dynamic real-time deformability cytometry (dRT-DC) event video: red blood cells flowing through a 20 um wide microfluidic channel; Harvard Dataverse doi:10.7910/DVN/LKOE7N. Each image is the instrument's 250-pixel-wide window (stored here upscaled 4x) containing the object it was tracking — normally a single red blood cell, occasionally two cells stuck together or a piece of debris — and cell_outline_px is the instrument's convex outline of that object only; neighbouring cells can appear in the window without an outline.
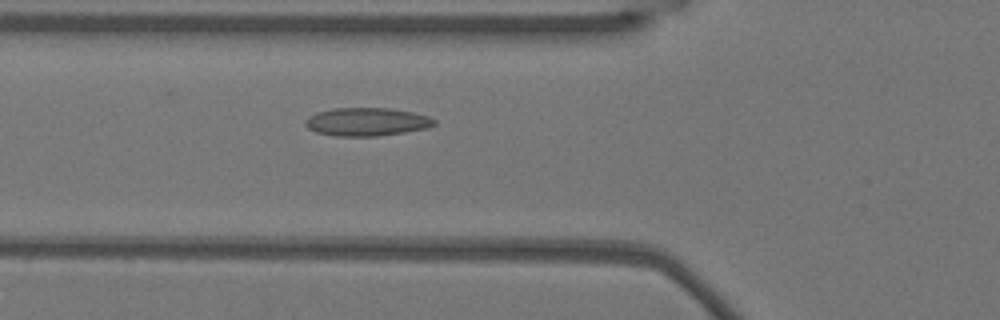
{"species": "Egyptian fruit bat (a non-hibernating species)", "species_latin": "Rousettus aegyptiacus", "temperature_condition": "warm", "stored_images_in_passage": 53, "camera_frame_rate_fps": 3000, "um_per_image_px": 0.085, "animal": {"sex": "female"}, "frame": {"image": 1, "passage_image": 19, "time_ms": 6.0, "image_size_px": [1000, 320], "cell_outline_px": [[436, 124], [428, 128], [404, 132], [376, 136], [336, 136], [316, 132], [308, 128], [304, 124], [304, 120], [308, 116], [316, 112], [332, 108], [388, 108], [412, 112], [428, 116], [436, 120]], "centroid_in_image_um": [31.15, 10.35], "position_along_channel_um": 94.7, "area_um2": 21.27}}
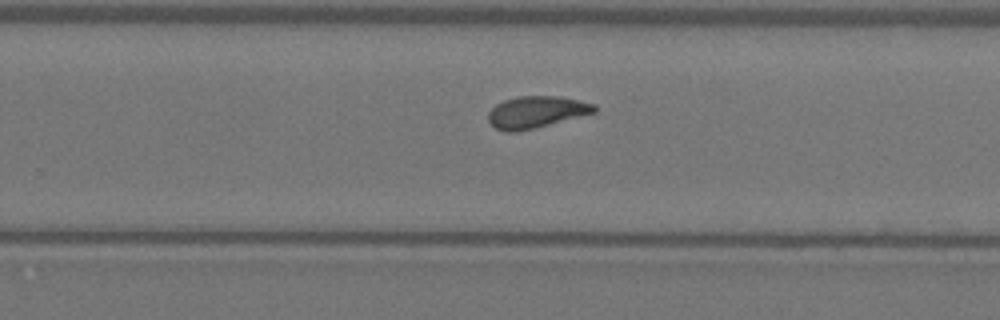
{"frame": {"image": 2, "passage_image": 34, "time_ms": 11.0, "image_size_px": [1000, 320], "cell_outline_px": [[596, 112], [516, 132], [508, 132], [496, 128], [488, 120], [488, 112], [496, 104], [504, 100], [516, 96], [556, 96], [596, 104]], "centroid_in_image_um": [45.55, 9.51], "position_along_channel_um": 284.3, "area_um2": 19.31}}
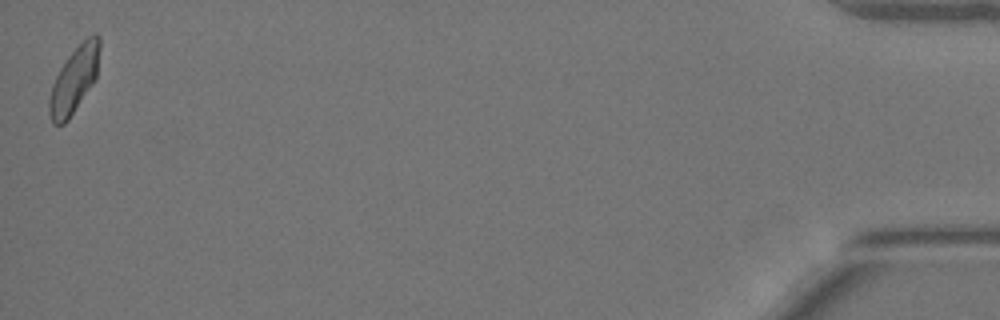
{"frame": {"image": 3, "passage_image": 53, "time_ms": 17.333, "image_size_px": [1000, 320], "cell_outline_px": [[100, 48], [96, 76], [68, 120], [64, 124], [52, 124], [48, 112], [48, 100], [52, 84], [60, 68], [68, 56], [88, 36], [100, 36]], "centroid_in_image_um": [6.26, 6.81], "position_along_channel_um": 428.9, "area_um2": 18.9}, "authors_computed_cell_mechanics": {"area_um2": 19.652, "velocity_mm_per_s": 3.7916, "shape_relaxation_time_tau1_ms": 9.2983, "shape_relaxation_time_tau2_ms": 2.0615, "deformation_change_tau1": 0.1863, "deformation_change_tau2": 0.0664}}